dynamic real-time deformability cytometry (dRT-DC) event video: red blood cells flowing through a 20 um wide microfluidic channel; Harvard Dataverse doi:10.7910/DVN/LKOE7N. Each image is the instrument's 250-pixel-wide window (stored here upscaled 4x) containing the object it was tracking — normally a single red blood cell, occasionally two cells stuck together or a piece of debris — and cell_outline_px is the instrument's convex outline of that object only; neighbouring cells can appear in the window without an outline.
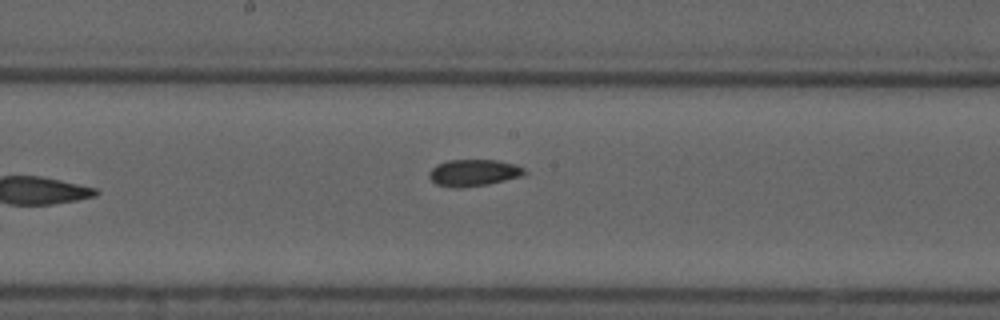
{"species": "common noctule bat (a hibernating species)", "species_latin": "Nyctalus noctula", "temperature_condition": "cold", "stored_images_in_passage": 9, "camera_frame_rate_fps": 3000, "um_per_image_px": 0.085, "animal": {"sex": "male", "forearm_length_mm": 52.5}, "frame": {"image": 1, "passage_image": 9, "time_ms": 10.333, "image_size_px": [1000, 320], "cell_outline_px": [[528, 172], [520, 176], [488, 184], [460, 188], [452, 188], [436, 184], [428, 176], [428, 172], [436, 164], [448, 160], [496, 160], [516, 164], [524, 168]], "centroid_in_image_um": [40.23, 14.68], "position_along_channel_um": 208.0, "area_um2": 14.91}}